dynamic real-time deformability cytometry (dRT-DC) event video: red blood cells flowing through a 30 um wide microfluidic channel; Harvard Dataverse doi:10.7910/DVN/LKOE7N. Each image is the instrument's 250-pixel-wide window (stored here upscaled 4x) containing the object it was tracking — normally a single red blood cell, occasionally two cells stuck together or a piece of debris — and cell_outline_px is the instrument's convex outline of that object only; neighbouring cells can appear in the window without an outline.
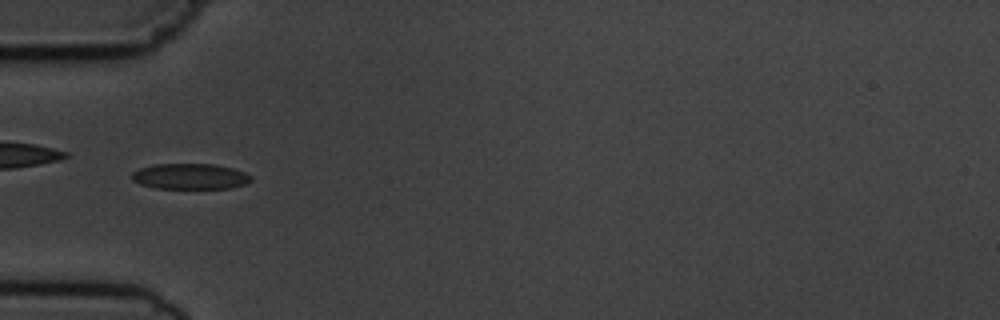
{"species": "common noctule bat (a hibernating species)", "species_latin": "Nyctalus noctula", "temperature_condition": "cold", "stored_images_in_passage": 9, "camera_frame_rate_fps": 3000, "um_per_image_px": 0.085, "animal": {"sex": "male", "body_mass_g": 19.5, "forearm_length_mm": 54.6}, "frame": {"image": 1, "passage_image": 6, "time_ms": 5.667, "image_size_px": [1000, 320], "cell_outline_px": [[252, 180], [244, 184], [232, 188], [156, 188], [140, 184], [132, 180], [132, 172], [140, 168], [152, 164], [216, 164], [232, 168], [244, 172], [252, 176]], "centroid_in_image_um": [16.16, 14.99], "position_along_channel_um": 68.8, "area_um2": 17.86}}
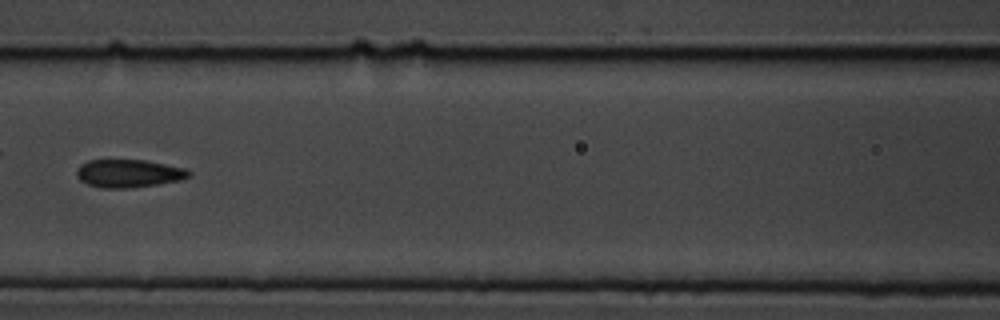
{"frame": {"image": 2, "passage_image": 8, "time_ms": 8.0, "image_size_px": [1000, 320], "cell_outline_px": [[192, 176], [180, 180], [156, 184], [128, 188], [100, 188], [88, 184], [80, 180], [76, 176], [76, 172], [80, 164], [88, 160], [144, 160], [184, 168], [192, 172]], "centroid_in_image_um": [10.92, 14.74], "position_along_channel_um": 155.7, "area_um2": 18.26}}
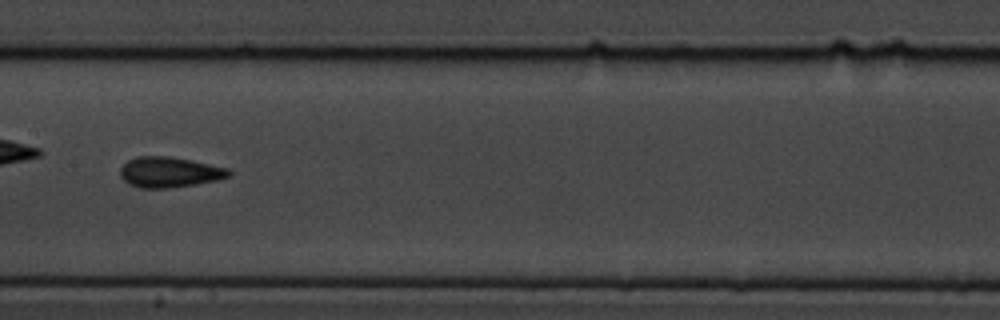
{"frame": {"image": 3, "passage_image": 9, "time_ms": 9.0, "image_size_px": [1000, 320], "cell_outline_px": [[232, 176], [220, 180], [196, 184], [168, 188], [140, 188], [128, 184], [120, 176], [120, 168], [128, 160], [136, 156], [168, 156], [192, 160], [228, 168], [232, 172]], "centroid_in_image_um": [14.43, 14.63], "position_along_channel_um": 193.0, "area_um2": 19.54}}